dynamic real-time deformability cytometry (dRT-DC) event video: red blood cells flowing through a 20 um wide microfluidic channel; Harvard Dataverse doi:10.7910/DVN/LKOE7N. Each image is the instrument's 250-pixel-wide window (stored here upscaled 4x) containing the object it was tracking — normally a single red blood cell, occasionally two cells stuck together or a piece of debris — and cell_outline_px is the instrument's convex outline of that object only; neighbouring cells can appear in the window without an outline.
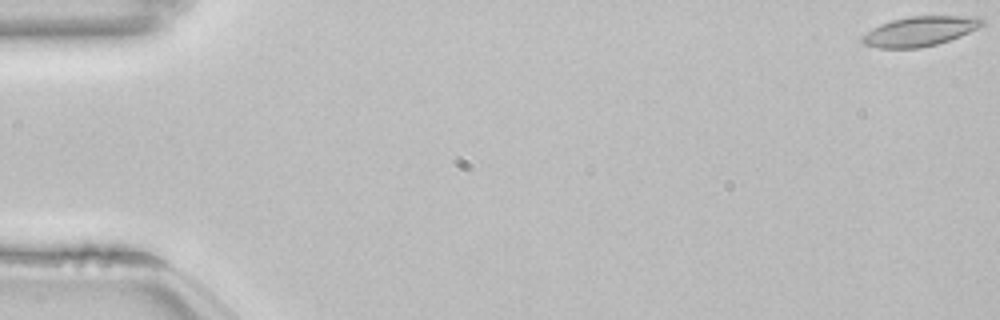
{"species": "common noctule bat (a hibernating species)", "species_latin": "Nyctalus noctula", "temperature_condition": "room temperature", "stored_images_in_passage": 53, "camera_frame_rate_fps": 3000, "um_per_image_px": 0.085, "animal": {"sex": "female", "body_mass_g": 22.7, "forearm_length_mm": 54.2}, "frame": {"image": 1, "passage_image": 1, "time_ms": 0.0, "image_size_px": [1000, 320], "cell_outline_px": [[984, 24], [980, 28], [960, 36], [936, 44], [920, 48], [880, 48], [864, 44], [860, 40], [860, 36], [872, 28], [880, 24], [892, 20], [908, 16], [976, 16], [984, 20]], "centroid_in_image_um": [78.18, 2.65], "position_along_channel_um": 6.8, "area_um2": 20.87}}
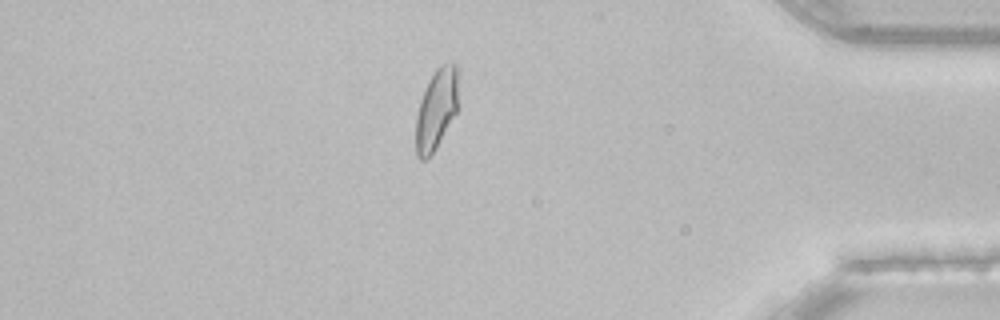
{"frame": {"image": 2, "passage_image": 47, "time_ms": 15.333, "image_size_px": [1000, 320], "cell_outline_px": [[456, 112], [436, 148], [424, 160], [420, 160], [416, 156], [416, 116], [420, 100], [428, 80], [436, 68], [444, 64], [456, 64]], "centroid_in_image_um": [37.04, 9.32], "position_along_channel_um": 398.2, "area_um2": 19.36}, "authors_computed_cell_mechanics": {"area_um2": 19.8832, "velocity_mm_per_s": 3.833, "shape_relaxation_time_tau1_ms": null, "shape_relaxation_time_tau2_ms": 1.165, "deformation_change_tau1": null, "deformation_change_tau2": 0.0627}}